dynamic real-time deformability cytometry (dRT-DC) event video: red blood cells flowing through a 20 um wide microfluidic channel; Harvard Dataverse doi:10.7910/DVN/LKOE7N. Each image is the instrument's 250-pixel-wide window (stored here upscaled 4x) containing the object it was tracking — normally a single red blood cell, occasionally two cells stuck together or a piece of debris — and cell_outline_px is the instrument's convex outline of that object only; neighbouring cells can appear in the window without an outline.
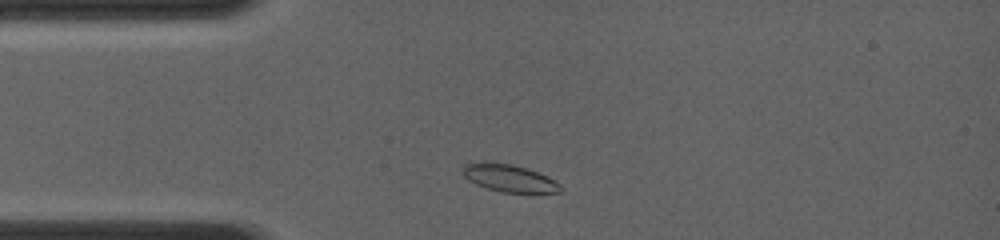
{"species": "common noctule bat (a hibernating species)", "species_latin": "Nyctalus noctula", "temperature_condition": "room temperature", "stored_images_in_passage": 41, "camera_frame_rate_fps": 4000, "um_per_image_px": 0.085, "animal": {"sex": "female", "body_mass_g": 19.0, "forearm_length_mm": 56.7}, "frame": {"image": 1, "passage_image": 3, "time_ms": 0.5, "image_size_px": [1000, 240], "cell_outline_px": [[560, 192], [500, 192], [476, 184], [468, 180], [460, 172], [464, 164], [484, 160], [488, 160], [512, 164], [548, 176], [560, 184]], "centroid_in_image_um": [43.18, 15.1], "position_along_channel_um": 41.8, "area_um2": 15.72}}
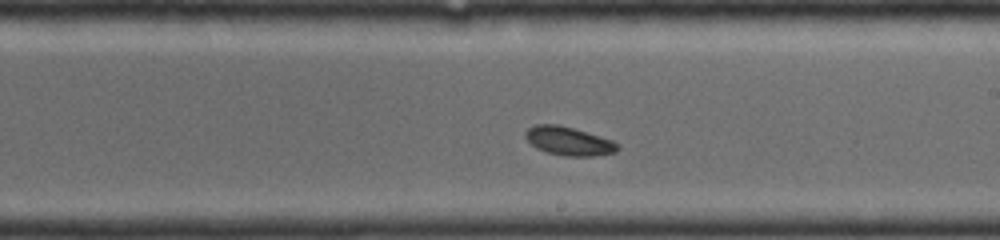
{"frame": {"image": 2, "passage_image": 22, "time_ms": 5.5, "image_size_px": [1000, 240], "cell_outline_px": [[620, 148], [616, 152], [592, 156], [564, 156], [544, 152], [536, 148], [524, 136], [524, 132], [528, 128], [536, 124], [560, 124], [612, 140], [620, 144]], "centroid_in_image_um": [48.33, 11.99], "position_along_channel_um": 240.7, "area_um2": 15.49}}
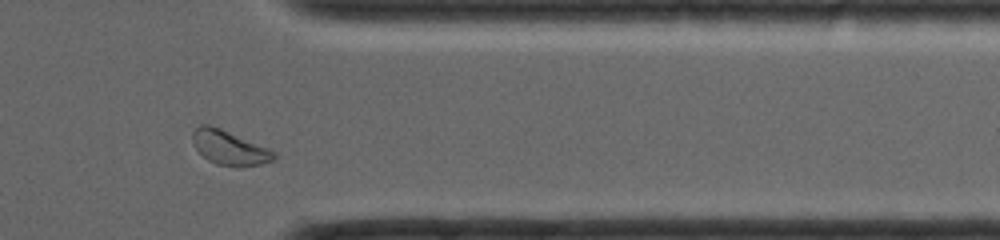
{"frame": {"image": 3, "passage_image": 36, "time_ms": 9.0, "image_size_px": [1000, 240], "cell_outline_px": [[276, 160], [260, 164], [236, 168], [216, 164], [208, 160], [196, 148], [192, 140], [192, 132], [200, 124], [208, 124], [220, 128], [268, 148], [276, 152]], "centroid_in_image_um": [19.51, 12.57], "position_along_channel_um": 391.9, "area_um2": 16.36}}